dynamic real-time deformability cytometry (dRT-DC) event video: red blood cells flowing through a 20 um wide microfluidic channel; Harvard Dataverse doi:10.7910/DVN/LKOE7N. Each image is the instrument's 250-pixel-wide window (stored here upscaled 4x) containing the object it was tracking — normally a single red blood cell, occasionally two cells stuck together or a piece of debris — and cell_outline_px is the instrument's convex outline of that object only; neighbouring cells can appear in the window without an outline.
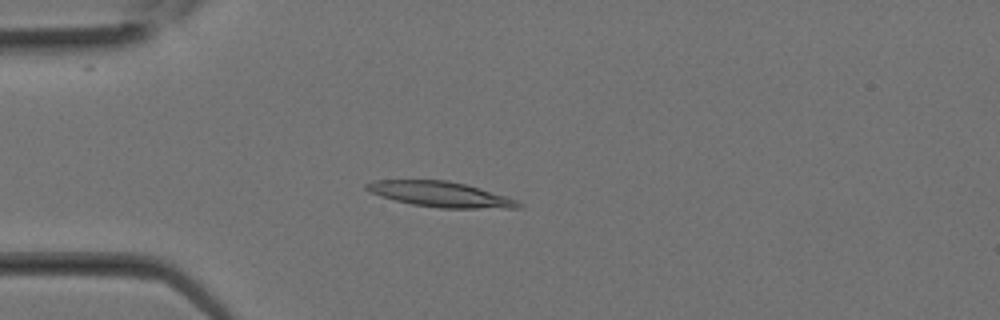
{"species": "Egyptian fruit bat (a non-hibernating species)", "species_latin": "Rousettus aegyptiacus", "temperature_condition": "room temperature", "stored_images_in_passage": 8, "camera_frame_rate_fps": 3000, "um_per_image_px": 0.085, "animal": {"sex": "female"}, "frame": {"image": 1, "passage_image": 7, "time_ms": 2.0, "image_size_px": [1000, 320], "cell_outline_px": [[524, 204], [520, 208], [440, 208], [412, 204], [396, 200], [368, 192], [364, 188], [364, 184], [376, 180], [448, 180], [464, 184], [504, 196], [516, 200]], "centroid_in_image_um": [37.4, 16.51], "position_along_channel_um": 47.6, "area_um2": 22.14}}